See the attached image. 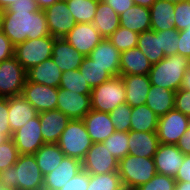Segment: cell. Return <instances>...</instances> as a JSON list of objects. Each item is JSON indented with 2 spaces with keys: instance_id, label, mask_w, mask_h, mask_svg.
I'll list each match as a JSON object with an SVG mask.
<instances>
[{
  "instance_id": "cell-4",
  "label": "cell",
  "mask_w": 190,
  "mask_h": 190,
  "mask_svg": "<svg viewBox=\"0 0 190 190\" xmlns=\"http://www.w3.org/2000/svg\"><path fill=\"white\" fill-rule=\"evenodd\" d=\"M156 173L153 158L128 154L118 164V174L122 184L131 190H135L150 181Z\"/></svg>"
},
{
  "instance_id": "cell-5",
  "label": "cell",
  "mask_w": 190,
  "mask_h": 190,
  "mask_svg": "<svg viewBox=\"0 0 190 190\" xmlns=\"http://www.w3.org/2000/svg\"><path fill=\"white\" fill-rule=\"evenodd\" d=\"M56 144L65 156L82 161L93 142L83 119H71Z\"/></svg>"
},
{
  "instance_id": "cell-12",
  "label": "cell",
  "mask_w": 190,
  "mask_h": 190,
  "mask_svg": "<svg viewBox=\"0 0 190 190\" xmlns=\"http://www.w3.org/2000/svg\"><path fill=\"white\" fill-rule=\"evenodd\" d=\"M91 94H79L72 90L58 87L57 110L70 119H83L90 112Z\"/></svg>"
},
{
  "instance_id": "cell-46",
  "label": "cell",
  "mask_w": 190,
  "mask_h": 190,
  "mask_svg": "<svg viewBox=\"0 0 190 190\" xmlns=\"http://www.w3.org/2000/svg\"><path fill=\"white\" fill-rule=\"evenodd\" d=\"M174 109L190 117V91L179 89L175 92Z\"/></svg>"
},
{
  "instance_id": "cell-44",
  "label": "cell",
  "mask_w": 190,
  "mask_h": 190,
  "mask_svg": "<svg viewBox=\"0 0 190 190\" xmlns=\"http://www.w3.org/2000/svg\"><path fill=\"white\" fill-rule=\"evenodd\" d=\"M174 28L178 31L188 29L190 26V0L175 4Z\"/></svg>"
},
{
  "instance_id": "cell-59",
  "label": "cell",
  "mask_w": 190,
  "mask_h": 190,
  "mask_svg": "<svg viewBox=\"0 0 190 190\" xmlns=\"http://www.w3.org/2000/svg\"><path fill=\"white\" fill-rule=\"evenodd\" d=\"M8 139L9 138L4 133H2V131H0V144L4 143Z\"/></svg>"
},
{
  "instance_id": "cell-38",
  "label": "cell",
  "mask_w": 190,
  "mask_h": 190,
  "mask_svg": "<svg viewBox=\"0 0 190 190\" xmlns=\"http://www.w3.org/2000/svg\"><path fill=\"white\" fill-rule=\"evenodd\" d=\"M102 143L118 161L129 153L128 132L115 131Z\"/></svg>"
},
{
  "instance_id": "cell-63",
  "label": "cell",
  "mask_w": 190,
  "mask_h": 190,
  "mask_svg": "<svg viewBox=\"0 0 190 190\" xmlns=\"http://www.w3.org/2000/svg\"><path fill=\"white\" fill-rule=\"evenodd\" d=\"M188 70H190V57L188 58Z\"/></svg>"
},
{
  "instance_id": "cell-56",
  "label": "cell",
  "mask_w": 190,
  "mask_h": 190,
  "mask_svg": "<svg viewBox=\"0 0 190 190\" xmlns=\"http://www.w3.org/2000/svg\"><path fill=\"white\" fill-rule=\"evenodd\" d=\"M135 5L150 8L156 0H133Z\"/></svg>"
},
{
  "instance_id": "cell-41",
  "label": "cell",
  "mask_w": 190,
  "mask_h": 190,
  "mask_svg": "<svg viewBox=\"0 0 190 190\" xmlns=\"http://www.w3.org/2000/svg\"><path fill=\"white\" fill-rule=\"evenodd\" d=\"M178 32L175 28L156 32L160 37L161 49L165 57L178 54Z\"/></svg>"
},
{
  "instance_id": "cell-37",
  "label": "cell",
  "mask_w": 190,
  "mask_h": 190,
  "mask_svg": "<svg viewBox=\"0 0 190 190\" xmlns=\"http://www.w3.org/2000/svg\"><path fill=\"white\" fill-rule=\"evenodd\" d=\"M59 88L72 90L79 94H91V87L79 70L62 72Z\"/></svg>"
},
{
  "instance_id": "cell-34",
  "label": "cell",
  "mask_w": 190,
  "mask_h": 190,
  "mask_svg": "<svg viewBox=\"0 0 190 190\" xmlns=\"http://www.w3.org/2000/svg\"><path fill=\"white\" fill-rule=\"evenodd\" d=\"M91 89L111 79L113 76L103 67L95 64L88 56H85L78 69Z\"/></svg>"
},
{
  "instance_id": "cell-40",
  "label": "cell",
  "mask_w": 190,
  "mask_h": 190,
  "mask_svg": "<svg viewBox=\"0 0 190 190\" xmlns=\"http://www.w3.org/2000/svg\"><path fill=\"white\" fill-rule=\"evenodd\" d=\"M132 107L127 103L120 104L109 112L115 130L119 132H129L131 123Z\"/></svg>"
},
{
  "instance_id": "cell-1",
  "label": "cell",
  "mask_w": 190,
  "mask_h": 190,
  "mask_svg": "<svg viewBox=\"0 0 190 190\" xmlns=\"http://www.w3.org/2000/svg\"><path fill=\"white\" fill-rule=\"evenodd\" d=\"M0 30L15 47L27 39H37L50 35L43 10L2 11Z\"/></svg>"
},
{
  "instance_id": "cell-32",
  "label": "cell",
  "mask_w": 190,
  "mask_h": 190,
  "mask_svg": "<svg viewBox=\"0 0 190 190\" xmlns=\"http://www.w3.org/2000/svg\"><path fill=\"white\" fill-rule=\"evenodd\" d=\"M159 117L146 105L133 107L130 130L156 132Z\"/></svg>"
},
{
  "instance_id": "cell-42",
  "label": "cell",
  "mask_w": 190,
  "mask_h": 190,
  "mask_svg": "<svg viewBox=\"0 0 190 190\" xmlns=\"http://www.w3.org/2000/svg\"><path fill=\"white\" fill-rule=\"evenodd\" d=\"M19 155L12 138L0 144V171L13 166L18 160Z\"/></svg>"
},
{
  "instance_id": "cell-25",
  "label": "cell",
  "mask_w": 190,
  "mask_h": 190,
  "mask_svg": "<svg viewBox=\"0 0 190 190\" xmlns=\"http://www.w3.org/2000/svg\"><path fill=\"white\" fill-rule=\"evenodd\" d=\"M152 64L138 47L121 52L120 75H148Z\"/></svg>"
},
{
  "instance_id": "cell-27",
  "label": "cell",
  "mask_w": 190,
  "mask_h": 190,
  "mask_svg": "<svg viewBox=\"0 0 190 190\" xmlns=\"http://www.w3.org/2000/svg\"><path fill=\"white\" fill-rule=\"evenodd\" d=\"M92 24L103 38L108 39L120 26L119 15L111 6L99 0Z\"/></svg>"
},
{
  "instance_id": "cell-19",
  "label": "cell",
  "mask_w": 190,
  "mask_h": 190,
  "mask_svg": "<svg viewBox=\"0 0 190 190\" xmlns=\"http://www.w3.org/2000/svg\"><path fill=\"white\" fill-rule=\"evenodd\" d=\"M38 115L44 143H57L71 119L57 109L41 112Z\"/></svg>"
},
{
  "instance_id": "cell-7",
  "label": "cell",
  "mask_w": 190,
  "mask_h": 190,
  "mask_svg": "<svg viewBox=\"0 0 190 190\" xmlns=\"http://www.w3.org/2000/svg\"><path fill=\"white\" fill-rule=\"evenodd\" d=\"M55 37L48 35L26 41L14 47V57L28 71L52 57Z\"/></svg>"
},
{
  "instance_id": "cell-22",
  "label": "cell",
  "mask_w": 190,
  "mask_h": 190,
  "mask_svg": "<svg viewBox=\"0 0 190 190\" xmlns=\"http://www.w3.org/2000/svg\"><path fill=\"white\" fill-rule=\"evenodd\" d=\"M159 144L160 142L156 132L133 130L128 132V154L130 155L153 158Z\"/></svg>"
},
{
  "instance_id": "cell-26",
  "label": "cell",
  "mask_w": 190,
  "mask_h": 190,
  "mask_svg": "<svg viewBox=\"0 0 190 190\" xmlns=\"http://www.w3.org/2000/svg\"><path fill=\"white\" fill-rule=\"evenodd\" d=\"M62 72L52 58L27 71V81L58 88Z\"/></svg>"
},
{
  "instance_id": "cell-10",
  "label": "cell",
  "mask_w": 190,
  "mask_h": 190,
  "mask_svg": "<svg viewBox=\"0 0 190 190\" xmlns=\"http://www.w3.org/2000/svg\"><path fill=\"white\" fill-rule=\"evenodd\" d=\"M81 163L89 174H105L118 171L119 161L99 142L92 144Z\"/></svg>"
},
{
  "instance_id": "cell-57",
  "label": "cell",
  "mask_w": 190,
  "mask_h": 190,
  "mask_svg": "<svg viewBox=\"0 0 190 190\" xmlns=\"http://www.w3.org/2000/svg\"><path fill=\"white\" fill-rule=\"evenodd\" d=\"M175 190H190V182L176 181Z\"/></svg>"
},
{
  "instance_id": "cell-45",
  "label": "cell",
  "mask_w": 190,
  "mask_h": 190,
  "mask_svg": "<svg viewBox=\"0 0 190 190\" xmlns=\"http://www.w3.org/2000/svg\"><path fill=\"white\" fill-rule=\"evenodd\" d=\"M89 178L90 174L82 169L59 190H87Z\"/></svg>"
},
{
  "instance_id": "cell-13",
  "label": "cell",
  "mask_w": 190,
  "mask_h": 190,
  "mask_svg": "<svg viewBox=\"0 0 190 190\" xmlns=\"http://www.w3.org/2000/svg\"><path fill=\"white\" fill-rule=\"evenodd\" d=\"M39 115L27 121L13 133L12 139L19 154H34L44 143Z\"/></svg>"
},
{
  "instance_id": "cell-47",
  "label": "cell",
  "mask_w": 190,
  "mask_h": 190,
  "mask_svg": "<svg viewBox=\"0 0 190 190\" xmlns=\"http://www.w3.org/2000/svg\"><path fill=\"white\" fill-rule=\"evenodd\" d=\"M0 131L8 138L13 136L8 119V98H0Z\"/></svg>"
},
{
  "instance_id": "cell-39",
  "label": "cell",
  "mask_w": 190,
  "mask_h": 190,
  "mask_svg": "<svg viewBox=\"0 0 190 190\" xmlns=\"http://www.w3.org/2000/svg\"><path fill=\"white\" fill-rule=\"evenodd\" d=\"M138 33L127 28H119L108 38L113 46L120 52L137 47Z\"/></svg>"
},
{
  "instance_id": "cell-20",
  "label": "cell",
  "mask_w": 190,
  "mask_h": 190,
  "mask_svg": "<svg viewBox=\"0 0 190 190\" xmlns=\"http://www.w3.org/2000/svg\"><path fill=\"white\" fill-rule=\"evenodd\" d=\"M61 72L78 70L85 56L71 46L64 38H55L52 57Z\"/></svg>"
},
{
  "instance_id": "cell-31",
  "label": "cell",
  "mask_w": 190,
  "mask_h": 190,
  "mask_svg": "<svg viewBox=\"0 0 190 190\" xmlns=\"http://www.w3.org/2000/svg\"><path fill=\"white\" fill-rule=\"evenodd\" d=\"M33 155L43 176L56 169L65 156L56 143L43 144Z\"/></svg>"
},
{
  "instance_id": "cell-18",
  "label": "cell",
  "mask_w": 190,
  "mask_h": 190,
  "mask_svg": "<svg viewBox=\"0 0 190 190\" xmlns=\"http://www.w3.org/2000/svg\"><path fill=\"white\" fill-rule=\"evenodd\" d=\"M97 65L108 71L113 77L120 76L121 52L108 39H103L88 55Z\"/></svg>"
},
{
  "instance_id": "cell-15",
  "label": "cell",
  "mask_w": 190,
  "mask_h": 190,
  "mask_svg": "<svg viewBox=\"0 0 190 190\" xmlns=\"http://www.w3.org/2000/svg\"><path fill=\"white\" fill-rule=\"evenodd\" d=\"M64 39L84 56L104 39L92 23H76Z\"/></svg>"
},
{
  "instance_id": "cell-49",
  "label": "cell",
  "mask_w": 190,
  "mask_h": 190,
  "mask_svg": "<svg viewBox=\"0 0 190 190\" xmlns=\"http://www.w3.org/2000/svg\"><path fill=\"white\" fill-rule=\"evenodd\" d=\"M40 10L35 0H19L12 3L4 11H30L36 12Z\"/></svg>"
},
{
  "instance_id": "cell-61",
  "label": "cell",
  "mask_w": 190,
  "mask_h": 190,
  "mask_svg": "<svg viewBox=\"0 0 190 190\" xmlns=\"http://www.w3.org/2000/svg\"><path fill=\"white\" fill-rule=\"evenodd\" d=\"M0 190H14V189H10V188H6L3 185L0 184Z\"/></svg>"
},
{
  "instance_id": "cell-48",
  "label": "cell",
  "mask_w": 190,
  "mask_h": 190,
  "mask_svg": "<svg viewBox=\"0 0 190 190\" xmlns=\"http://www.w3.org/2000/svg\"><path fill=\"white\" fill-rule=\"evenodd\" d=\"M178 38V55L188 59L190 57V26L188 29L179 31Z\"/></svg>"
},
{
  "instance_id": "cell-16",
  "label": "cell",
  "mask_w": 190,
  "mask_h": 190,
  "mask_svg": "<svg viewBox=\"0 0 190 190\" xmlns=\"http://www.w3.org/2000/svg\"><path fill=\"white\" fill-rule=\"evenodd\" d=\"M184 157L177 145L160 143L153 157L157 173L175 178Z\"/></svg>"
},
{
  "instance_id": "cell-3",
  "label": "cell",
  "mask_w": 190,
  "mask_h": 190,
  "mask_svg": "<svg viewBox=\"0 0 190 190\" xmlns=\"http://www.w3.org/2000/svg\"><path fill=\"white\" fill-rule=\"evenodd\" d=\"M187 69L188 59L186 57L178 54L170 55L160 62L152 64L148 76L151 85L176 92L181 87Z\"/></svg>"
},
{
  "instance_id": "cell-30",
  "label": "cell",
  "mask_w": 190,
  "mask_h": 190,
  "mask_svg": "<svg viewBox=\"0 0 190 190\" xmlns=\"http://www.w3.org/2000/svg\"><path fill=\"white\" fill-rule=\"evenodd\" d=\"M175 91L151 85L146 105L158 116H164L174 109Z\"/></svg>"
},
{
  "instance_id": "cell-62",
  "label": "cell",
  "mask_w": 190,
  "mask_h": 190,
  "mask_svg": "<svg viewBox=\"0 0 190 190\" xmlns=\"http://www.w3.org/2000/svg\"><path fill=\"white\" fill-rule=\"evenodd\" d=\"M118 190H131V189L123 185V186H122L121 188H119Z\"/></svg>"
},
{
  "instance_id": "cell-21",
  "label": "cell",
  "mask_w": 190,
  "mask_h": 190,
  "mask_svg": "<svg viewBox=\"0 0 190 190\" xmlns=\"http://www.w3.org/2000/svg\"><path fill=\"white\" fill-rule=\"evenodd\" d=\"M83 121L93 143H101L116 130L109 113L90 110Z\"/></svg>"
},
{
  "instance_id": "cell-36",
  "label": "cell",
  "mask_w": 190,
  "mask_h": 190,
  "mask_svg": "<svg viewBox=\"0 0 190 190\" xmlns=\"http://www.w3.org/2000/svg\"><path fill=\"white\" fill-rule=\"evenodd\" d=\"M123 186L118 171L90 174L87 190H118Z\"/></svg>"
},
{
  "instance_id": "cell-52",
  "label": "cell",
  "mask_w": 190,
  "mask_h": 190,
  "mask_svg": "<svg viewBox=\"0 0 190 190\" xmlns=\"http://www.w3.org/2000/svg\"><path fill=\"white\" fill-rule=\"evenodd\" d=\"M102 1L105 2L107 5L111 6L118 15H121L128 8L135 5L133 0H102Z\"/></svg>"
},
{
  "instance_id": "cell-2",
  "label": "cell",
  "mask_w": 190,
  "mask_h": 190,
  "mask_svg": "<svg viewBox=\"0 0 190 190\" xmlns=\"http://www.w3.org/2000/svg\"><path fill=\"white\" fill-rule=\"evenodd\" d=\"M0 184L14 190H43L44 176L33 154H20L13 166L0 171Z\"/></svg>"
},
{
  "instance_id": "cell-50",
  "label": "cell",
  "mask_w": 190,
  "mask_h": 190,
  "mask_svg": "<svg viewBox=\"0 0 190 190\" xmlns=\"http://www.w3.org/2000/svg\"><path fill=\"white\" fill-rule=\"evenodd\" d=\"M14 56V46L0 30V62Z\"/></svg>"
},
{
  "instance_id": "cell-53",
  "label": "cell",
  "mask_w": 190,
  "mask_h": 190,
  "mask_svg": "<svg viewBox=\"0 0 190 190\" xmlns=\"http://www.w3.org/2000/svg\"><path fill=\"white\" fill-rule=\"evenodd\" d=\"M176 145L184 155H190V125Z\"/></svg>"
},
{
  "instance_id": "cell-35",
  "label": "cell",
  "mask_w": 190,
  "mask_h": 190,
  "mask_svg": "<svg viewBox=\"0 0 190 190\" xmlns=\"http://www.w3.org/2000/svg\"><path fill=\"white\" fill-rule=\"evenodd\" d=\"M99 0H68L70 14L76 23H92Z\"/></svg>"
},
{
  "instance_id": "cell-60",
  "label": "cell",
  "mask_w": 190,
  "mask_h": 190,
  "mask_svg": "<svg viewBox=\"0 0 190 190\" xmlns=\"http://www.w3.org/2000/svg\"><path fill=\"white\" fill-rule=\"evenodd\" d=\"M167 1H169L170 3H173V4H177V3L184 1V0H167Z\"/></svg>"
},
{
  "instance_id": "cell-6",
  "label": "cell",
  "mask_w": 190,
  "mask_h": 190,
  "mask_svg": "<svg viewBox=\"0 0 190 190\" xmlns=\"http://www.w3.org/2000/svg\"><path fill=\"white\" fill-rule=\"evenodd\" d=\"M126 89L121 76H115L91 90V108L109 113L126 103Z\"/></svg>"
},
{
  "instance_id": "cell-51",
  "label": "cell",
  "mask_w": 190,
  "mask_h": 190,
  "mask_svg": "<svg viewBox=\"0 0 190 190\" xmlns=\"http://www.w3.org/2000/svg\"><path fill=\"white\" fill-rule=\"evenodd\" d=\"M176 181L190 182V155H185L184 160L175 177Z\"/></svg>"
},
{
  "instance_id": "cell-9",
  "label": "cell",
  "mask_w": 190,
  "mask_h": 190,
  "mask_svg": "<svg viewBox=\"0 0 190 190\" xmlns=\"http://www.w3.org/2000/svg\"><path fill=\"white\" fill-rule=\"evenodd\" d=\"M190 125V117L175 109L159 117L157 136L161 144H174L179 142L180 137Z\"/></svg>"
},
{
  "instance_id": "cell-55",
  "label": "cell",
  "mask_w": 190,
  "mask_h": 190,
  "mask_svg": "<svg viewBox=\"0 0 190 190\" xmlns=\"http://www.w3.org/2000/svg\"><path fill=\"white\" fill-rule=\"evenodd\" d=\"M39 9L44 10L59 0H35Z\"/></svg>"
},
{
  "instance_id": "cell-28",
  "label": "cell",
  "mask_w": 190,
  "mask_h": 190,
  "mask_svg": "<svg viewBox=\"0 0 190 190\" xmlns=\"http://www.w3.org/2000/svg\"><path fill=\"white\" fill-rule=\"evenodd\" d=\"M120 26L138 34L151 29L150 9L133 5L119 15Z\"/></svg>"
},
{
  "instance_id": "cell-43",
  "label": "cell",
  "mask_w": 190,
  "mask_h": 190,
  "mask_svg": "<svg viewBox=\"0 0 190 190\" xmlns=\"http://www.w3.org/2000/svg\"><path fill=\"white\" fill-rule=\"evenodd\" d=\"M174 177L156 173L155 176L135 190H175Z\"/></svg>"
},
{
  "instance_id": "cell-17",
  "label": "cell",
  "mask_w": 190,
  "mask_h": 190,
  "mask_svg": "<svg viewBox=\"0 0 190 190\" xmlns=\"http://www.w3.org/2000/svg\"><path fill=\"white\" fill-rule=\"evenodd\" d=\"M83 169L76 158L64 156L56 169L44 176L43 190H59Z\"/></svg>"
},
{
  "instance_id": "cell-24",
  "label": "cell",
  "mask_w": 190,
  "mask_h": 190,
  "mask_svg": "<svg viewBox=\"0 0 190 190\" xmlns=\"http://www.w3.org/2000/svg\"><path fill=\"white\" fill-rule=\"evenodd\" d=\"M126 89V103L133 107L146 104L151 83L148 75H120Z\"/></svg>"
},
{
  "instance_id": "cell-14",
  "label": "cell",
  "mask_w": 190,
  "mask_h": 190,
  "mask_svg": "<svg viewBox=\"0 0 190 190\" xmlns=\"http://www.w3.org/2000/svg\"><path fill=\"white\" fill-rule=\"evenodd\" d=\"M38 113L55 110L58 88L26 81L21 94Z\"/></svg>"
},
{
  "instance_id": "cell-8",
  "label": "cell",
  "mask_w": 190,
  "mask_h": 190,
  "mask_svg": "<svg viewBox=\"0 0 190 190\" xmlns=\"http://www.w3.org/2000/svg\"><path fill=\"white\" fill-rule=\"evenodd\" d=\"M27 81V71L13 56L0 62V98L22 94Z\"/></svg>"
},
{
  "instance_id": "cell-54",
  "label": "cell",
  "mask_w": 190,
  "mask_h": 190,
  "mask_svg": "<svg viewBox=\"0 0 190 190\" xmlns=\"http://www.w3.org/2000/svg\"><path fill=\"white\" fill-rule=\"evenodd\" d=\"M180 89L190 91V70H186Z\"/></svg>"
},
{
  "instance_id": "cell-29",
  "label": "cell",
  "mask_w": 190,
  "mask_h": 190,
  "mask_svg": "<svg viewBox=\"0 0 190 190\" xmlns=\"http://www.w3.org/2000/svg\"><path fill=\"white\" fill-rule=\"evenodd\" d=\"M149 9L152 30L157 32L174 28L175 4L167 0H156Z\"/></svg>"
},
{
  "instance_id": "cell-58",
  "label": "cell",
  "mask_w": 190,
  "mask_h": 190,
  "mask_svg": "<svg viewBox=\"0 0 190 190\" xmlns=\"http://www.w3.org/2000/svg\"><path fill=\"white\" fill-rule=\"evenodd\" d=\"M19 0H0V11L7 9L12 3Z\"/></svg>"
},
{
  "instance_id": "cell-11",
  "label": "cell",
  "mask_w": 190,
  "mask_h": 190,
  "mask_svg": "<svg viewBox=\"0 0 190 190\" xmlns=\"http://www.w3.org/2000/svg\"><path fill=\"white\" fill-rule=\"evenodd\" d=\"M50 35L64 38L75 26L76 22L66 1H57L43 10Z\"/></svg>"
},
{
  "instance_id": "cell-33",
  "label": "cell",
  "mask_w": 190,
  "mask_h": 190,
  "mask_svg": "<svg viewBox=\"0 0 190 190\" xmlns=\"http://www.w3.org/2000/svg\"><path fill=\"white\" fill-rule=\"evenodd\" d=\"M137 47L144 53L151 64L158 63L165 58L161 49L160 37L152 29L138 35Z\"/></svg>"
},
{
  "instance_id": "cell-23",
  "label": "cell",
  "mask_w": 190,
  "mask_h": 190,
  "mask_svg": "<svg viewBox=\"0 0 190 190\" xmlns=\"http://www.w3.org/2000/svg\"><path fill=\"white\" fill-rule=\"evenodd\" d=\"M37 115L38 111L22 95L8 98V119L12 133Z\"/></svg>"
}]
</instances>
